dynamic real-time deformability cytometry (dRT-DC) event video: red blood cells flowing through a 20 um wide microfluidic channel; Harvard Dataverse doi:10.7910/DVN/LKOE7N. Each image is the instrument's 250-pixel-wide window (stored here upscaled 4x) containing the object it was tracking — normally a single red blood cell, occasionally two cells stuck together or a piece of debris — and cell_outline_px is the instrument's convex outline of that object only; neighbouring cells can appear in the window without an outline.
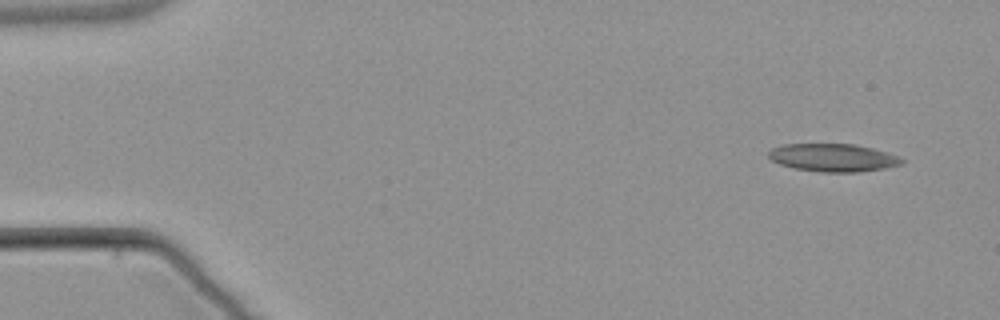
{"species": "common noctule bat (a hibernating species)", "species_latin": "Nyctalus noctula", "temperature_condition": "warm", "stored_images_in_passage": 5, "camera_frame_rate_fps": 3000, "um_per_image_px": 0.085, "animal": {"sex": "male", "body_mass_g": 21.5, "forearm_length_mm": 52.0}, "frame": {"image": 1, "passage_image": 1, "time_ms": 0.0, "image_size_px": [1000, 320], "cell_outline_px": [[904, 164], [884, 168], [860, 172], [820, 172], [796, 168], [780, 164], [772, 160], [768, 156], [768, 152], [772, 148], [784, 144], [856, 144], [888, 152], [904, 160]], "centroid_in_image_um": [70.83, 13.4], "position_along_channel_um": 14.2, "area_um2": 21.62}}
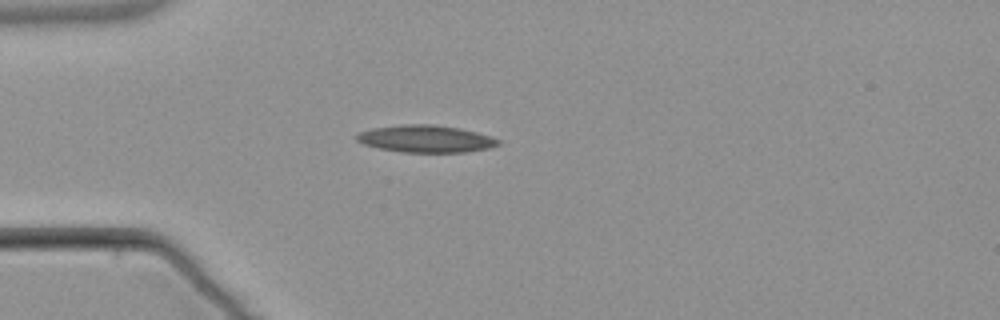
{"frame": {"image": 2, "passage_image": 4, "time_ms": 3.667, "image_size_px": [1000, 320], "cell_outline_px": [[500, 144], [488, 148], [464, 152], [404, 152], [380, 148], [364, 144], [356, 140], [356, 136], [360, 132], [372, 128], [404, 124], [432, 124], [460, 128], [492, 136], [500, 140]], "centroid_in_image_um": [36.21, 11.79], "position_along_channel_um": 48.8, "area_um2": 22.31}}